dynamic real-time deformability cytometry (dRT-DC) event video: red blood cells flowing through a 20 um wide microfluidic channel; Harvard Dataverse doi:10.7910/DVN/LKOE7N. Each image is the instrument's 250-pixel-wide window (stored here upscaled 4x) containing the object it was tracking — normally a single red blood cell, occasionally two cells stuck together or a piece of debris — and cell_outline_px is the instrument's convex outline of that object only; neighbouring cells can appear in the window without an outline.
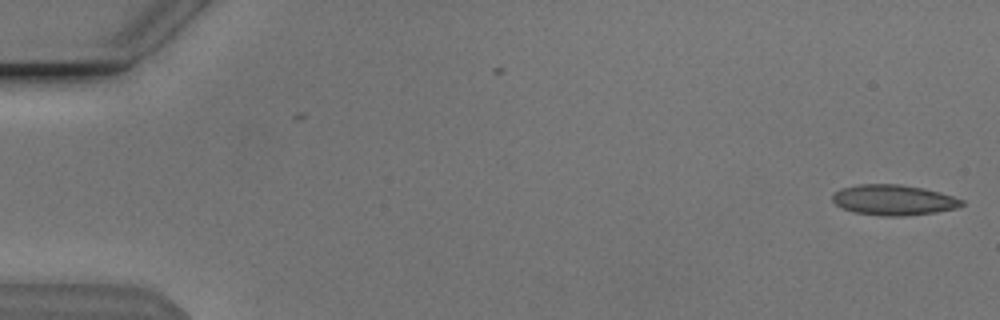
{"species": "Egyptian fruit bat (a non-hibernating species)", "species_latin": "Rousettus aegyptiacus", "temperature_condition": "cold", "stored_images_in_passage": 2, "camera_frame_rate_fps": 3000, "um_per_image_px": 0.085, "animal": {"sex": "male"}, "frame": {"image": 1, "passage_image": 2, "time_ms": 0.333, "image_size_px": [1000, 320], "cell_outline_px": [[964, 204], [956, 208], [936, 212], [900, 216], [884, 216], [856, 212], [844, 208], [836, 204], [832, 200], [832, 192], [840, 188], [856, 184], [900, 184], [924, 188], [940, 192], [964, 200]], "centroid_in_image_um": [75.94, 16.98], "position_along_channel_um": 9.1, "area_um2": 22.95}}